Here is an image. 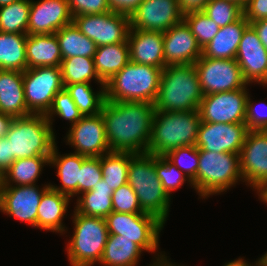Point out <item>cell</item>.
<instances>
[{
	"label": "cell",
	"instance_id": "obj_59",
	"mask_svg": "<svg viewBox=\"0 0 267 266\" xmlns=\"http://www.w3.org/2000/svg\"><path fill=\"white\" fill-rule=\"evenodd\" d=\"M2 175L0 174V185H1Z\"/></svg>",
	"mask_w": 267,
	"mask_h": 266
},
{
	"label": "cell",
	"instance_id": "obj_23",
	"mask_svg": "<svg viewBox=\"0 0 267 266\" xmlns=\"http://www.w3.org/2000/svg\"><path fill=\"white\" fill-rule=\"evenodd\" d=\"M70 201L71 197L49 187L43 193L37 209L36 228L65 234L67 227L63 225V218Z\"/></svg>",
	"mask_w": 267,
	"mask_h": 266
},
{
	"label": "cell",
	"instance_id": "obj_41",
	"mask_svg": "<svg viewBox=\"0 0 267 266\" xmlns=\"http://www.w3.org/2000/svg\"><path fill=\"white\" fill-rule=\"evenodd\" d=\"M203 12L219 27L231 24L243 15V9L240 6L227 0H210Z\"/></svg>",
	"mask_w": 267,
	"mask_h": 266
},
{
	"label": "cell",
	"instance_id": "obj_24",
	"mask_svg": "<svg viewBox=\"0 0 267 266\" xmlns=\"http://www.w3.org/2000/svg\"><path fill=\"white\" fill-rule=\"evenodd\" d=\"M0 113L14 118L32 114L26 106L23 72L0 69Z\"/></svg>",
	"mask_w": 267,
	"mask_h": 266
},
{
	"label": "cell",
	"instance_id": "obj_42",
	"mask_svg": "<svg viewBox=\"0 0 267 266\" xmlns=\"http://www.w3.org/2000/svg\"><path fill=\"white\" fill-rule=\"evenodd\" d=\"M54 115L69 121L71 125L83 117L65 88L55 95L52 107L46 114L51 126L53 125Z\"/></svg>",
	"mask_w": 267,
	"mask_h": 266
},
{
	"label": "cell",
	"instance_id": "obj_48",
	"mask_svg": "<svg viewBox=\"0 0 267 266\" xmlns=\"http://www.w3.org/2000/svg\"><path fill=\"white\" fill-rule=\"evenodd\" d=\"M15 160L11 155L10 142L5 137L0 138V174L3 175Z\"/></svg>",
	"mask_w": 267,
	"mask_h": 266
},
{
	"label": "cell",
	"instance_id": "obj_40",
	"mask_svg": "<svg viewBox=\"0 0 267 266\" xmlns=\"http://www.w3.org/2000/svg\"><path fill=\"white\" fill-rule=\"evenodd\" d=\"M155 170L157 177L160 179L163 189L170 196L174 190L182 187L187 181L192 187V182L180 171L174 164H172L165 156L155 155Z\"/></svg>",
	"mask_w": 267,
	"mask_h": 266
},
{
	"label": "cell",
	"instance_id": "obj_50",
	"mask_svg": "<svg viewBox=\"0 0 267 266\" xmlns=\"http://www.w3.org/2000/svg\"><path fill=\"white\" fill-rule=\"evenodd\" d=\"M210 0H178L180 10L183 14L193 11H203Z\"/></svg>",
	"mask_w": 267,
	"mask_h": 266
},
{
	"label": "cell",
	"instance_id": "obj_36",
	"mask_svg": "<svg viewBox=\"0 0 267 266\" xmlns=\"http://www.w3.org/2000/svg\"><path fill=\"white\" fill-rule=\"evenodd\" d=\"M130 152H109L100 157L103 180L113 191L128 183Z\"/></svg>",
	"mask_w": 267,
	"mask_h": 266
},
{
	"label": "cell",
	"instance_id": "obj_44",
	"mask_svg": "<svg viewBox=\"0 0 267 266\" xmlns=\"http://www.w3.org/2000/svg\"><path fill=\"white\" fill-rule=\"evenodd\" d=\"M103 179L100 157H86L79 175V195L91 191Z\"/></svg>",
	"mask_w": 267,
	"mask_h": 266
},
{
	"label": "cell",
	"instance_id": "obj_47",
	"mask_svg": "<svg viewBox=\"0 0 267 266\" xmlns=\"http://www.w3.org/2000/svg\"><path fill=\"white\" fill-rule=\"evenodd\" d=\"M243 15L249 23L267 19V0H248Z\"/></svg>",
	"mask_w": 267,
	"mask_h": 266
},
{
	"label": "cell",
	"instance_id": "obj_26",
	"mask_svg": "<svg viewBox=\"0 0 267 266\" xmlns=\"http://www.w3.org/2000/svg\"><path fill=\"white\" fill-rule=\"evenodd\" d=\"M57 145L54 146L50 155L49 166H55L57 169V177L60 179L61 185L55 186L49 183V186L60 193L71 198L79 195V175L83 160L86 156L77 153L59 154Z\"/></svg>",
	"mask_w": 267,
	"mask_h": 266
},
{
	"label": "cell",
	"instance_id": "obj_31",
	"mask_svg": "<svg viewBox=\"0 0 267 266\" xmlns=\"http://www.w3.org/2000/svg\"><path fill=\"white\" fill-rule=\"evenodd\" d=\"M113 192L102 179L91 191L77 195L74 210L85 216L105 218L113 211Z\"/></svg>",
	"mask_w": 267,
	"mask_h": 266
},
{
	"label": "cell",
	"instance_id": "obj_30",
	"mask_svg": "<svg viewBox=\"0 0 267 266\" xmlns=\"http://www.w3.org/2000/svg\"><path fill=\"white\" fill-rule=\"evenodd\" d=\"M142 251L132 240L109 234L99 263L101 266H137Z\"/></svg>",
	"mask_w": 267,
	"mask_h": 266
},
{
	"label": "cell",
	"instance_id": "obj_13",
	"mask_svg": "<svg viewBox=\"0 0 267 266\" xmlns=\"http://www.w3.org/2000/svg\"><path fill=\"white\" fill-rule=\"evenodd\" d=\"M243 181L260 195L267 188V130H249L239 152Z\"/></svg>",
	"mask_w": 267,
	"mask_h": 266
},
{
	"label": "cell",
	"instance_id": "obj_27",
	"mask_svg": "<svg viewBox=\"0 0 267 266\" xmlns=\"http://www.w3.org/2000/svg\"><path fill=\"white\" fill-rule=\"evenodd\" d=\"M26 58L27 69L40 66L60 67L62 54L56 34H27Z\"/></svg>",
	"mask_w": 267,
	"mask_h": 266
},
{
	"label": "cell",
	"instance_id": "obj_25",
	"mask_svg": "<svg viewBox=\"0 0 267 266\" xmlns=\"http://www.w3.org/2000/svg\"><path fill=\"white\" fill-rule=\"evenodd\" d=\"M249 25L242 15L237 21L220 27L219 32L202 49V55L213 59H236L243 32Z\"/></svg>",
	"mask_w": 267,
	"mask_h": 266
},
{
	"label": "cell",
	"instance_id": "obj_21",
	"mask_svg": "<svg viewBox=\"0 0 267 266\" xmlns=\"http://www.w3.org/2000/svg\"><path fill=\"white\" fill-rule=\"evenodd\" d=\"M163 46L166 65L194 64L202 56V48L184 21L163 32Z\"/></svg>",
	"mask_w": 267,
	"mask_h": 266
},
{
	"label": "cell",
	"instance_id": "obj_20",
	"mask_svg": "<svg viewBox=\"0 0 267 266\" xmlns=\"http://www.w3.org/2000/svg\"><path fill=\"white\" fill-rule=\"evenodd\" d=\"M73 23L68 0H31L28 35L55 34Z\"/></svg>",
	"mask_w": 267,
	"mask_h": 266
},
{
	"label": "cell",
	"instance_id": "obj_9",
	"mask_svg": "<svg viewBox=\"0 0 267 266\" xmlns=\"http://www.w3.org/2000/svg\"><path fill=\"white\" fill-rule=\"evenodd\" d=\"M104 219L109 234L122 235L123 238L136 243L143 251L155 253L157 256L163 254L158 251V247L159 235L165 223L155 215L112 211Z\"/></svg>",
	"mask_w": 267,
	"mask_h": 266
},
{
	"label": "cell",
	"instance_id": "obj_32",
	"mask_svg": "<svg viewBox=\"0 0 267 266\" xmlns=\"http://www.w3.org/2000/svg\"><path fill=\"white\" fill-rule=\"evenodd\" d=\"M27 34L0 31V69L24 72L27 69Z\"/></svg>",
	"mask_w": 267,
	"mask_h": 266
},
{
	"label": "cell",
	"instance_id": "obj_49",
	"mask_svg": "<svg viewBox=\"0 0 267 266\" xmlns=\"http://www.w3.org/2000/svg\"><path fill=\"white\" fill-rule=\"evenodd\" d=\"M143 0H108L111 11L131 15Z\"/></svg>",
	"mask_w": 267,
	"mask_h": 266
},
{
	"label": "cell",
	"instance_id": "obj_12",
	"mask_svg": "<svg viewBox=\"0 0 267 266\" xmlns=\"http://www.w3.org/2000/svg\"><path fill=\"white\" fill-rule=\"evenodd\" d=\"M73 23L97 47L126 42L130 30L129 15L114 11L74 16Z\"/></svg>",
	"mask_w": 267,
	"mask_h": 266
},
{
	"label": "cell",
	"instance_id": "obj_19",
	"mask_svg": "<svg viewBox=\"0 0 267 266\" xmlns=\"http://www.w3.org/2000/svg\"><path fill=\"white\" fill-rule=\"evenodd\" d=\"M236 61L248 84L256 82L267 87V49L251 25L243 32Z\"/></svg>",
	"mask_w": 267,
	"mask_h": 266
},
{
	"label": "cell",
	"instance_id": "obj_2",
	"mask_svg": "<svg viewBox=\"0 0 267 266\" xmlns=\"http://www.w3.org/2000/svg\"><path fill=\"white\" fill-rule=\"evenodd\" d=\"M203 96L194 64L167 65L161 73L154 108L165 112L198 110Z\"/></svg>",
	"mask_w": 267,
	"mask_h": 266
},
{
	"label": "cell",
	"instance_id": "obj_14",
	"mask_svg": "<svg viewBox=\"0 0 267 266\" xmlns=\"http://www.w3.org/2000/svg\"><path fill=\"white\" fill-rule=\"evenodd\" d=\"M247 84L242 89L203 96L198 108L202 122L245 123Z\"/></svg>",
	"mask_w": 267,
	"mask_h": 266
},
{
	"label": "cell",
	"instance_id": "obj_10",
	"mask_svg": "<svg viewBox=\"0 0 267 266\" xmlns=\"http://www.w3.org/2000/svg\"><path fill=\"white\" fill-rule=\"evenodd\" d=\"M27 109L32 114H47L55 95L64 89L60 67L40 66L23 72Z\"/></svg>",
	"mask_w": 267,
	"mask_h": 266
},
{
	"label": "cell",
	"instance_id": "obj_29",
	"mask_svg": "<svg viewBox=\"0 0 267 266\" xmlns=\"http://www.w3.org/2000/svg\"><path fill=\"white\" fill-rule=\"evenodd\" d=\"M47 164H50V156L16 159L2 175L0 186H26L36 184L44 166Z\"/></svg>",
	"mask_w": 267,
	"mask_h": 266
},
{
	"label": "cell",
	"instance_id": "obj_34",
	"mask_svg": "<svg viewBox=\"0 0 267 266\" xmlns=\"http://www.w3.org/2000/svg\"><path fill=\"white\" fill-rule=\"evenodd\" d=\"M60 70L64 85L91 83L92 79L99 83V87L105 86L96 73L94 58L75 56L62 59Z\"/></svg>",
	"mask_w": 267,
	"mask_h": 266
},
{
	"label": "cell",
	"instance_id": "obj_56",
	"mask_svg": "<svg viewBox=\"0 0 267 266\" xmlns=\"http://www.w3.org/2000/svg\"><path fill=\"white\" fill-rule=\"evenodd\" d=\"M258 196H259L258 198L261 200V202L266 203V205H267V188Z\"/></svg>",
	"mask_w": 267,
	"mask_h": 266
},
{
	"label": "cell",
	"instance_id": "obj_45",
	"mask_svg": "<svg viewBox=\"0 0 267 266\" xmlns=\"http://www.w3.org/2000/svg\"><path fill=\"white\" fill-rule=\"evenodd\" d=\"M68 3L73 17L111 11L108 0H68Z\"/></svg>",
	"mask_w": 267,
	"mask_h": 266
},
{
	"label": "cell",
	"instance_id": "obj_51",
	"mask_svg": "<svg viewBox=\"0 0 267 266\" xmlns=\"http://www.w3.org/2000/svg\"><path fill=\"white\" fill-rule=\"evenodd\" d=\"M255 29L264 47L267 49V19H260L250 23Z\"/></svg>",
	"mask_w": 267,
	"mask_h": 266
},
{
	"label": "cell",
	"instance_id": "obj_53",
	"mask_svg": "<svg viewBox=\"0 0 267 266\" xmlns=\"http://www.w3.org/2000/svg\"><path fill=\"white\" fill-rule=\"evenodd\" d=\"M156 261L153 262V264H149V266H184V265H178L173 264L172 262H169L170 259H167L168 256H166L164 253L160 256H154Z\"/></svg>",
	"mask_w": 267,
	"mask_h": 266
},
{
	"label": "cell",
	"instance_id": "obj_37",
	"mask_svg": "<svg viewBox=\"0 0 267 266\" xmlns=\"http://www.w3.org/2000/svg\"><path fill=\"white\" fill-rule=\"evenodd\" d=\"M31 0H19L0 7V31L28 34V19Z\"/></svg>",
	"mask_w": 267,
	"mask_h": 266
},
{
	"label": "cell",
	"instance_id": "obj_54",
	"mask_svg": "<svg viewBox=\"0 0 267 266\" xmlns=\"http://www.w3.org/2000/svg\"><path fill=\"white\" fill-rule=\"evenodd\" d=\"M259 262V258L258 261H255L254 265L253 263L250 264L248 263V261L244 260V258L242 259L241 257L235 260H231L228 263L226 262L223 266H255L257 263Z\"/></svg>",
	"mask_w": 267,
	"mask_h": 266
},
{
	"label": "cell",
	"instance_id": "obj_39",
	"mask_svg": "<svg viewBox=\"0 0 267 266\" xmlns=\"http://www.w3.org/2000/svg\"><path fill=\"white\" fill-rule=\"evenodd\" d=\"M183 21L188 25L202 49L208 45L220 29L203 11L188 12L184 14Z\"/></svg>",
	"mask_w": 267,
	"mask_h": 266
},
{
	"label": "cell",
	"instance_id": "obj_4",
	"mask_svg": "<svg viewBox=\"0 0 267 266\" xmlns=\"http://www.w3.org/2000/svg\"><path fill=\"white\" fill-rule=\"evenodd\" d=\"M200 123L198 110L155 111L148 153L164 156L178 147L195 145Z\"/></svg>",
	"mask_w": 267,
	"mask_h": 266
},
{
	"label": "cell",
	"instance_id": "obj_43",
	"mask_svg": "<svg viewBox=\"0 0 267 266\" xmlns=\"http://www.w3.org/2000/svg\"><path fill=\"white\" fill-rule=\"evenodd\" d=\"M113 211L121 213L149 214L144 212L132 187L126 183L115 189L112 194Z\"/></svg>",
	"mask_w": 267,
	"mask_h": 266
},
{
	"label": "cell",
	"instance_id": "obj_5",
	"mask_svg": "<svg viewBox=\"0 0 267 266\" xmlns=\"http://www.w3.org/2000/svg\"><path fill=\"white\" fill-rule=\"evenodd\" d=\"M161 73V68L130 61L105 84L106 100L154 104Z\"/></svg>",
	"mask_w": 267,
	"mask_h": 266
},
{
	"label": "cell",
	"instance_id": "obj_52",
	"mask_svg": "<svg viewBox=\"0 0 267 266\" xmlns=\"http://www.w3.org/2000/svg\"><path fill=\"white\" fill-rule=\"evenodd\" d=\"M14 117L11 115L0 113V138H4L8 132Z\"/></svg>",
	"mask_w": 267,
	"mask_h": 266
},
{
	"label": "cell",
	"instance_id": "obj_11",
	"mask_svg": "<svg viewBox=\"0 0 267 266\" xmlns=\"http://www.w3.org/2000/svg\"><path fill=\"white\" fill-rule=\"evenodd\" d=\"M194 65L204 96L242 89L248 84L236 59H213L202 55Z\"/></svg>",
	"mask_w": 267,
	"mask_h": 266
},
{
	"label": "cell",
	"instance_id": "obj_28",
	"mask_svg": "<svg viewBox=\"0 0 267 266\" xmlns=\"http://www.w3.org/2000/svg\"><path fill=\"white\" fill-rule=\"evenodd\" d=\"M93 58L96 73L106 84L130 62L128 42L98 46Z\"/></svg>",
	"mask_w": 267,
	"mask_h": 266
},
{
	"label": "cell",
	"instance_id": "obj_58",
	"mask_svg": "<svg viewBox=\"0 0 267 266\" xmlns=\"http://www.w3.org/2000/svg\"><path fill=\"white\" fill-rule=\"evenodd\" d=\"M19 0H0V7L5 6V5H9L11 3L17 2Z\"/></svg>",
	"mask_w": 267,
	"mask_h": 266
},
{
	"label": "cell",
	"instance_id": "obj_18",
	"mask_svg": "<svg viewBox=\"0 0 267 266\" xmlns=\"http://www.w3.org/2000/svg\"><path fill=\"white\" fill-rule=\"evenodd\" d=\"M44 185L41 189L36 184L0 186V211L36 228L41 197L50 187L49 183Z\"/></svg>",
	"mask_w": 267,
	"mask_h": 266
},
{
	"label": "cell",
	"instance_id": "obj_57",
	"mask_svg": "<svg viewBox=\"0 0 267 266\" xmlns=\"http://www.w3.org/2000/svg\"><path fill=\"white\" fill-rule=\"evenodd\" d=\"M260 266H267V252L259 258Z\"/></svg>",
	"mask_w": 267,
	"mask_h": 266
},
{
	"label": "cell",
	"instance_id": "obj_55",
	"mask_svg": "<svg viewBox=\"0 0 267 266\" xmlns=\"http://www.w3.org/2000/svg\"><path fill=\"white\" fill-rule=\"evenodd\" d=\"M236 3L238 6H240L242 9L245 8L248 0H227Z\"/></svg>",
	"mask_w": 267,
	"mask_h": 266
},
{
	"label": "cell",
	"instance_id": "obj_16",
	"mask_svg": "<svg viewBox=\"0 0 267 266\" xmlns=\"http://www.w3.org/2000/svg\"><path fill=\"white\" fill-rule=\"evenodd\" d=\"M66 142L74 148L73 153L86 157H101L109 153L105 134V123L101 113L94 116H83L70 125Z\"/></svg>",
	"mask_w": 267,
	"mask_h": 266
},
{
	"label": "cell",
	"instance_id": "obj_22",
	"mask_svg": "<svg viewBox=\"0 0 267 266\" xmlns=\"http://www.w3.org/2000/svg\"><path fill=\"white\" fill-rule=\"evenodd\" d=\"M127 42L131 62L162 70L167 66L164 59L163 32L130 28Z\"/></svg>",
	"mask_w": 267,
	"mask_h": 266
},
{
	"label": "cell",
	"instance_id": "obj_3",
	"mask_svg": "<svg viewBox=\"0 0 267 266\" xmlns=\"http://www.w3.org/2000/svg\"><path fill=\"white\" fill-rule=\"evenodd\" d=\"M128 184L138 197L141 209L166 222L171 198L163 189L155 170V155L130 153Z\"/></svg>",
	"mask_w": 267,
	"mask_h": 266
},
{
	"label": "cell",
	"instance_id": "obj_6",
	"mask_svg": "<svg viewBox=\"0 0 267 266\" xmlns=\"http://www.w3.org/2000/svg\"><path fill=\"white\" fill-rule=\"evenodd\" d=\"M5 138L15 159L50 156L57 144L53 126L45 114L14 118Z\"/></svg>",
	"mask_w": 267,
	"mask_h": 266
},
{
	"label": "cell",
	"instance_id": "obj_15",
	"mask_svg": "<svg viewBox=\"0 0 267 266\" xmlns=\"http://www.w3.org/2000/svg\"><path fill=\"white\" fill-rule=\"evenodd\" d=\"M183 17L178 0H143L129 16L130 28L165 32Z\"/></svg>",
	"mask_w": 267,
	"mask_h": 266
},
{
	"label": "cell",
	"instance_id": "obj_8",
	"mask_svg": "<svg viewBox=\"0 0 267 266\" xmlns=\"http://www.w3.org/2000/svg\"><path fill=\"white\" fill-rule=\"evenodd\" d=\"M199 166L196 175V191L200 198L227 192L243 180L239 154L217 153L198 149Z\"/></svg>",
	"mask_w": 267,
	"mask_h": 266
},
{
	"label": "cell",
	"instance_id": "obj_46",
	"mask_svg": "<svg viewBox=\"0 0 267 266\" xmlns=\"http://www.w3.org/2000/svg\"><path fill=\"white\" fill-rule=\"evenodd\" d=\"M250 97L251 96L249 94L246 102V116H245V123L248 129L267 130V104L265 105V103H261L263 104L262 107L264 106L266 111L260 112V110L255 107L256 106L254 104L255 102H253Z\"/></svg>",
	"mask_w": 267,
	"mask_h": 266
},
{
	"label": "cell",
	"instance_id": "obj_33",
	"mask_svg": "<svg viewBox=\"0 0 267 266\" xmlns=\"http://www.w3.org/2000/svg\"><path fill=\"white\" fill-rule=\"evenodd\" d=\"M59 42L62 59L75 56L93 58L96 52V44L76 27L74 23L63 26L56 33Z\"/></svg>",
	"mask_w": 267,
	"mask_h": 266
},
{
	"label": "cell",
	"instance_id": "obj_17",
	"mask_svg": "<svg viewBox=\"0 0 267 266\" xmlns=\"http://www.w3.org/2000/svg\"><path fill=\"white\" fill-rule=\"evenodd\" d=\"M249 129L246 123H200L195 146L210 152L239 154Z\"/></svg>",
	"mask_w": 267,
	"mask_h": 266
},
{
	"label": "cell",
	"instance_id": "obj_35",
	"mask_svg": "<svg viewBox=\"0 0 267 266\" xmlns=\"http://www.w3.org/2000/svg\"><path fill=\"white\" fill-rule=\"evenodd\" d=\"M82 116H94L101 112L106 101L105 86L94 92L90 83L64 85Z\"/></svg>",
	"mask_w": 267,
	"mask_h": 266
},
{
	"label": "cell",
	"instance_id": "obj_1",
	"mask_svg": "<svg viewBox=\"0 0 267 266\" xmlns=\"http://www.w3.org/2000/svg\"><path fill=\"white\" fill-rule=\"evenodd\" d=\"M155 111L152 103L106 100L100 113L110 151L148 153Z\"/></svg>",
	"mask_w": 267,
	"mask_h": 266
},
{
	"label": "cell",
	"instance_id": "obj_7",
	"mask_svg": "<svg viewBox=\"0 0 267 266\" xmlns=\"http://www.w3.org/2000/svg\"><path fill=\"white\" fill-rule=\"evenodd\" d=\"M72 214L73 234L66 245L71 266H93L99 263L109 232L104 218Z\"/></svg>",
	"mask_w": 267,
	"mask_h": 266
},
{
	"label": "cell",
	"instance_id": "obj_38",
	"mask_svg": "<svg viewBox=\"0 0 267 266\" xmlns=\"http://www.w3.org/2000/svg\"><path fill=\"white\" fill-rule=\"evenodd\" d=\"M192 182L196 190V175L199 166L198 148L195 145L182 146L164 155Z\"/></svg>",
	"mask_w": 267,
	"mask_h": 266
}]
</instances>
